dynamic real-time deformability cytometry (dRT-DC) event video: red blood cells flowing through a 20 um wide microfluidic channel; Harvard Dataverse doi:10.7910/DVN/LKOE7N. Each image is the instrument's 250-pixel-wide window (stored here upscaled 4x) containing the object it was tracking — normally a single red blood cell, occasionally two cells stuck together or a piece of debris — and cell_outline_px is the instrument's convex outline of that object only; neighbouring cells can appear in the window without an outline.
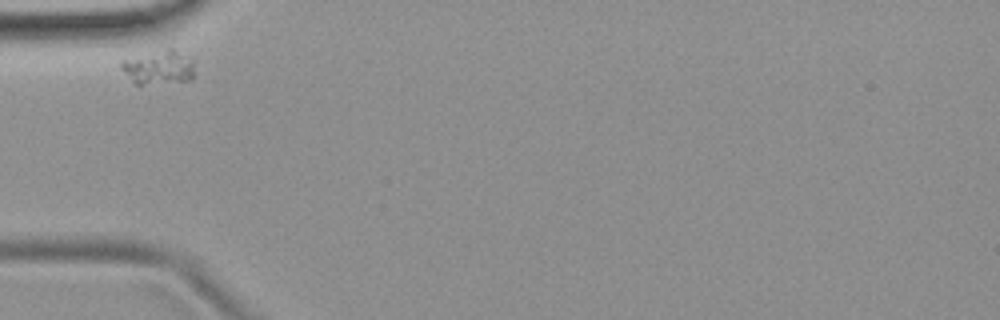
{"species": "common noctule bat (a hibernating species)", "species_latin": "Nyctalus noctula", "temperature_condition": "room temperature", "stored_images_in_passage": 5, "camera_frame_rate_fps": 3000, "um_per_image_px": 0.085, "animal": {"sex": "female", "body_mass_g": 19.9}, "frame": {"image": 1, "passage_image": 1, "time_ms": 0.0, "image_size_px": [1000, 320], "cell_outline_px": [[196, 60], [192, 80], [144, 84], [136, 84], [120, 68], [120, 60], [168, 48], [172, 48]], "centroid_in_image_um": [13.53, 5.71], "position_along_channel_um": 71.5, "area_um2": 14.62}}
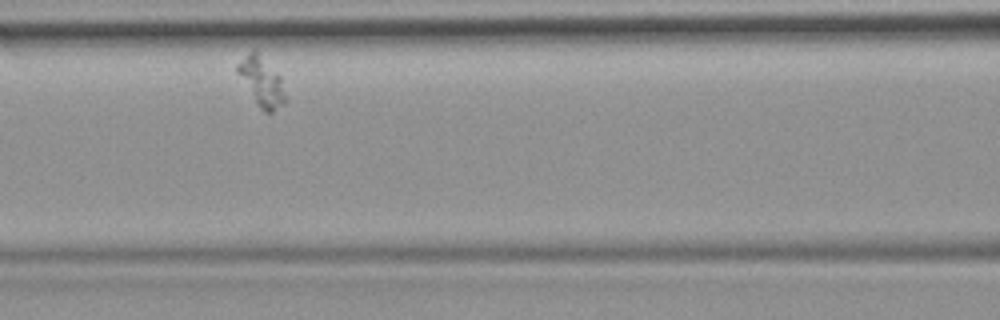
{"frame": {"image": 2, "passage_image": 3, "time_ms": 2.333, "image_size_px": [1000, 320], "cell_outline_px": [[284, 104], [272, 112], [264, 112], [256, 104], [236, 72], [236, 64], [252, 48], [256, 48], [280, 76], [284, 96]], "centroid_in_image_um": [22.18, 6.88], "position_along_channel_um": 144.4, "area_um2": 13.7}}
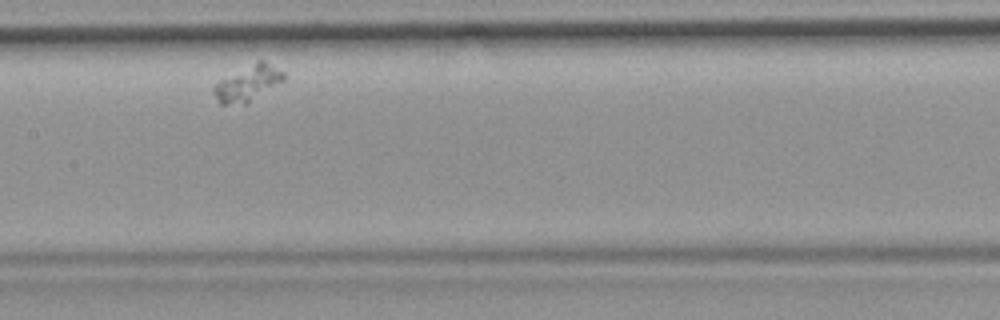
{"frame": {"image": 3, "passage_image": 4, "time_ms": 3.667, "image_size_px": [1000, 320], "cell_outline_px": [[284, 80], [248, 104], [220, 104], [212, 92], [212, 88], [220, 80], [256, 60], [264, 60], [284, 72]], "centroid_in_image_um": [21.07, 7.08], "position_along_channel_um": 186.3, "area_um2": 14.57}}